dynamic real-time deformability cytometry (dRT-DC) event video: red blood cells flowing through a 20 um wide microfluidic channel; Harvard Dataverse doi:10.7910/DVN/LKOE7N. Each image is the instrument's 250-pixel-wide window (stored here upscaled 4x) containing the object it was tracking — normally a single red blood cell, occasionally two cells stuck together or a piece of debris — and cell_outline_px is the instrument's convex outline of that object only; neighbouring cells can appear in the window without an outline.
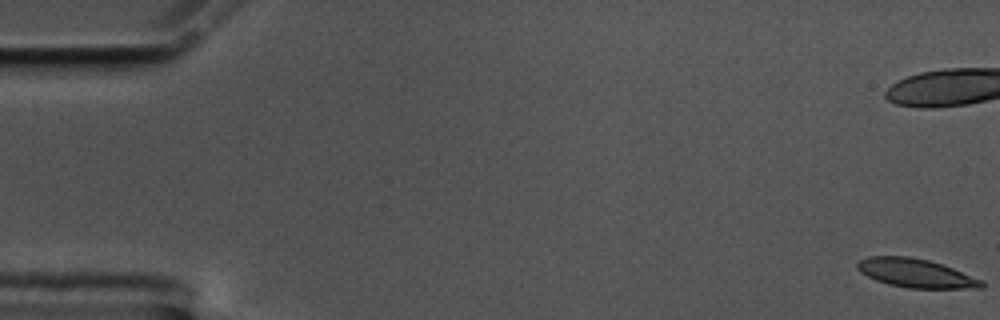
{"species": "common noctule bat (a hibernating species)", "species_latin": "Nyctalus noctula", "temperature_condition": "cold", "stored_images_in_passage": 16, "camera_frame_rate_fps": 3000, "um_per_image_px": 0.085, "animal": {"sex": "male", "body_mass_g": 17.5, "forearm_length_mm": 52.3}, "frame": {"image": 1, "passage_image": 1, "time_ms": 0.0, "image_size_px": [1000, 320], "cell_outline_px": [[984, 288], [908, 288], [888, 284], [876, 280], [860, 272], [856, 268], [856, 264], [860, 260], [868, 256], [908, 256], [928, 260], [952, 268], [984, 280]], "centroid_in_image_um": [77.84, 23.22], "position_along_channel_um": 7.2, "area_um2": 20.75}}